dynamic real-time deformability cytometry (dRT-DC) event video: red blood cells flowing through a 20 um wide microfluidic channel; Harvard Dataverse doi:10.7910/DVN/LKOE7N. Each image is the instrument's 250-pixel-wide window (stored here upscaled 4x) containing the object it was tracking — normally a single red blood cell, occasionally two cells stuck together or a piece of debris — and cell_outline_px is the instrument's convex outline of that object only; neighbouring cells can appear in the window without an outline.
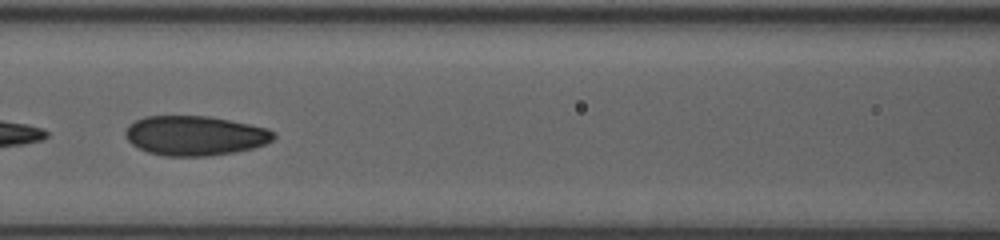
{"species": "human", "species_latin": "Homo sapiens", "temperature_condition": "room temperature", "stored_images_in_passage": 44, "segment_of_instrument_passage": [2, 2], "camera_frame_rate_fps": 3000, "um_per_image_px": 0.085, "donor": {"sex": "female"}, "frame": {"image": 1, "passage_image": 19, "time_ms": 6.0, "image_size_px": [1000, 240], "cell_outline_px": [[276, 136], [272, 140], [264, 144], [252, 148], [236, 152], [208, 156], [164, 156], [148, 152], [132, 144], [124, 136], [124, 132], [128, 124], [144, 116], [208, 116], [268, 128], [276, 132]], "centroid_in_image_um": [16.56, 11.53], "position_along_channel_um": 150.0, "area_um2": 34.33}}
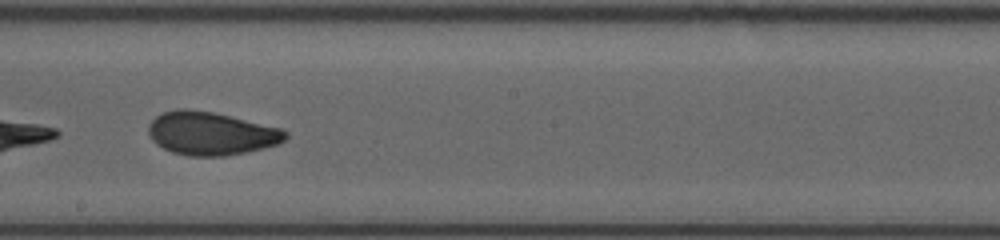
{"frame": {"image": 2, "passage_image": 25, "time_ms": 8.0, "image_size_px": [1000, 240], "cell_outline_px": [[288, 136], [284, 140], [276, 144], [264, 148], [224, 156], [188, 156], [172, 152], [156, 144], [152, 140], [148, 132], [148, 124], [156, 116], [164, 112], [176, 108], [188, 108], [212, 112], [280, 128], [288, 132]], "centroid_in_image_um": [17.89, 11.34], "position_along_channel_um": 230.3, "area_um2": 34.33}}
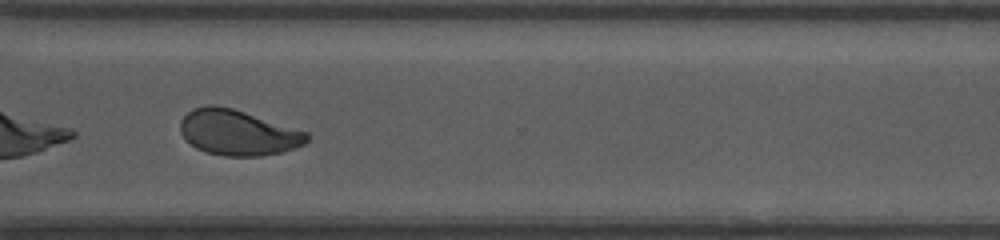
{"frame": {"image": 3, "passage_image": 34, "time_ms": 11.0, "image_size_px": [1000, 240], "cell_outline_px": [[308, 140], [304, 144], [280, 152], [260, 156], [224, 156], [204, 152], [196, 148], [180, 132], [180, 120], [192, 108], [208, 104], [216, 104], [232, 108], [308, 132]], "centroid_in_image_um": [20.19, 11.26], "position_along_channel_um": 350.4, "area_um2": 33.41}}